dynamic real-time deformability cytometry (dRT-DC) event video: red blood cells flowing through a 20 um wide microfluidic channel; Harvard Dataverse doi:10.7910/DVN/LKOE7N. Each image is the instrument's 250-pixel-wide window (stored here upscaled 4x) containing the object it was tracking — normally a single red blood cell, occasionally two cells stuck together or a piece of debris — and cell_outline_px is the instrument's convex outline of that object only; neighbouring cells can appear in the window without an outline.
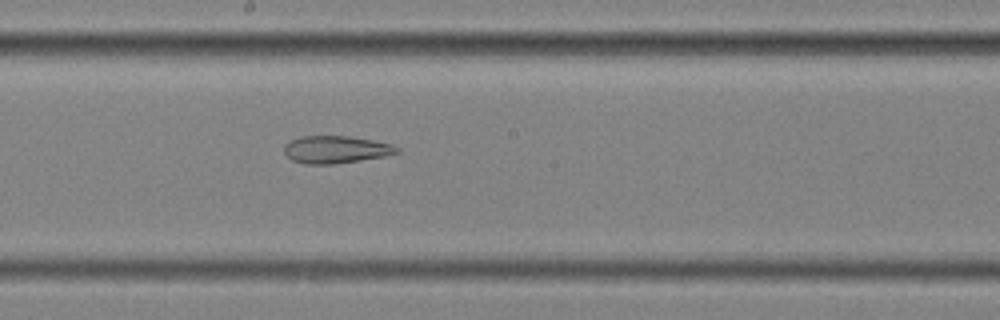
{"species": "common noctule bat (a hibernating species)", "species_latin": "Nyctalus noctula", "temperature_condition": "cold", "stored_images_in_passage": 58, "segment_of_instrument_passage": [2, 2], "camera_frame_rate_fps": 3000, "um_per_image_px": 0.085, "animal": {"sex": "female", "body_mass_g": 25.1}, "frame": {"image": 1, "passage_image": 32, "time_ms": 10.333, "image_size_px": [1000, 320], "cell_outline_px": [[400, 152], [384, 156], [360, 160], [332, 164], [304, 164], [292, 160], [284, 152], [284, 148], [292, 140], [300, 136], [348, 136], [372, 140], [392, 144], [400, 148]], "centroid_in_image_um": [28.57, 12.71], "position_along_channel_um": 219.6, "area_um2": 17.86}}
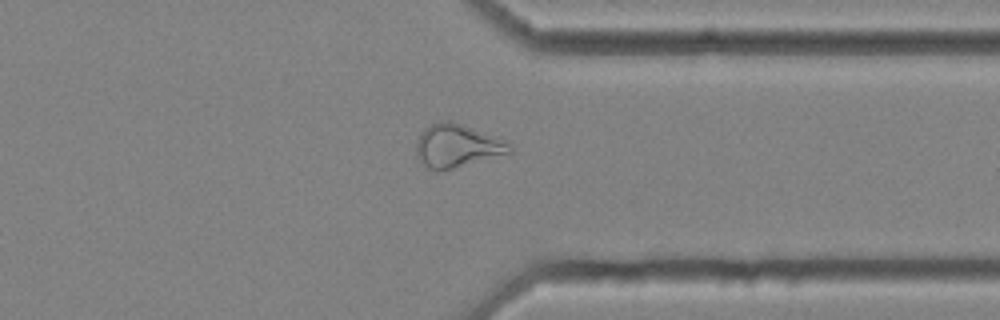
{"frame": {"image": 2, "passage_image": 45, "time_ms": 14.667, "image_size_px": [1000, 320], "cell_outline_px": [[512, 152], [440, 172], [436, 172], [428, 168], [416, 156], [416, 144], [420, 132], [424, 128], [440, 120], [448, 120], [508, 140], [512, 148]], "centroid_in_image_um": [38.84, 12.4], "position_along_channel_um": 372.6, "area_um2": 23.58}}
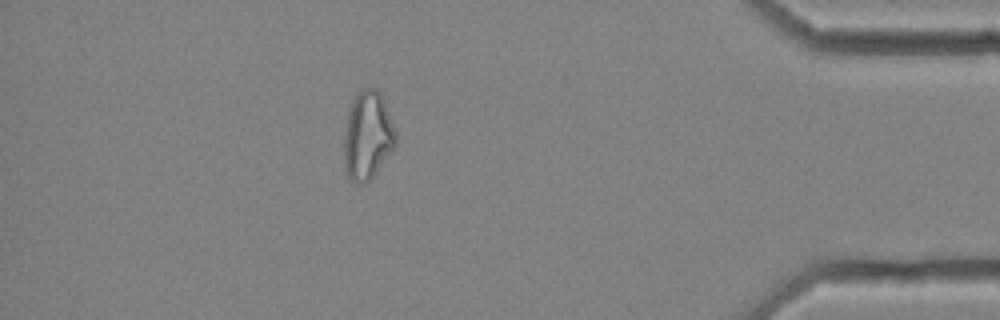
{"frame": {"image": 3, "passage_image": 51, "time_ms": 16.667, "image_size_px": [1000, 320], "cell_outline_px": [[396, 144], [372, 176], [364, 184], [356, 184], [348, 176], [344, 164], [344, 132], [348, 112], [352, 100], [356, 92], [364, 88], [376, 88], [380, 92], [384, 100], [396, 132]], "centroid_in_image_um": [31.22, 11.49], "position_along_channel_um": 404.0, "area_um2": 26.47}}